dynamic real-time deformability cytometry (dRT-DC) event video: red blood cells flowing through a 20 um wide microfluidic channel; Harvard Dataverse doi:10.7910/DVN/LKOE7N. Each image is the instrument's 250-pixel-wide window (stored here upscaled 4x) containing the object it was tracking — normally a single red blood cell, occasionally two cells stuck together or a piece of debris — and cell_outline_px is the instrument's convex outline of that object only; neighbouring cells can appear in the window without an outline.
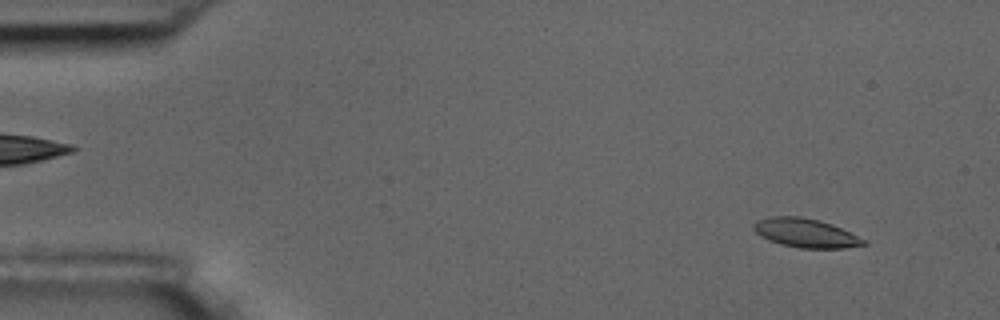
{"species": "common noctule bat (a hibernating species)", "species_latin": "Nyctalus noctula", "temperature_condition": "room temperature", "stored_images_in_passage": 56, "camera_frame_rate_fps": 3000, "um_per_image_px": 0.085, "animal": {"sex": "male", "body_mass_g": 17.5, "forearm_length_mm": 52.3}, "frame": {"image": 1, "passage_image": 5, "time_ms": 1.333, "image_size_px": [1000, 320], "cell_outline_px": [[868, 244], [844, 248], [800, 248], [780, 244], [756, 232], [752, 228], [752, 224], [756, 220], [768, 216], [800, 216], [820, 220], [832, 224], [868, 240]], "centroid_in_image_um": [68.51, 19.79], "position_along_channel_um": 16.5, "area_um2": 18.61}}
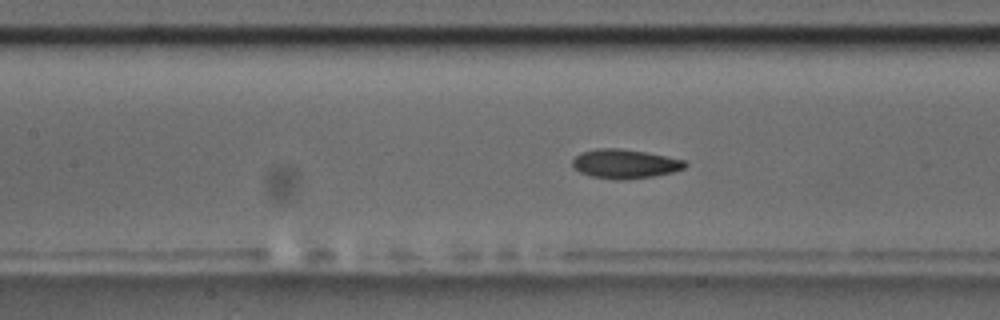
{"frame": {"image": 2, "passage_image": 25, "time_ms": 8.0, "image_size_px": [1000, 320], "cell_outline_px": [[688, 164], [684, 168], [672, 172], [652, 176], [620, 180], [592, 176], [580, 172], [572, 164], [572, 160], [580, 152], [596, 148], [620, 148], [644, 152], [684, 160]], "centroid_in_image_um": [53.09, 13.91], "position_along_channel_um": 154.3, "area_um2": 18.84}}
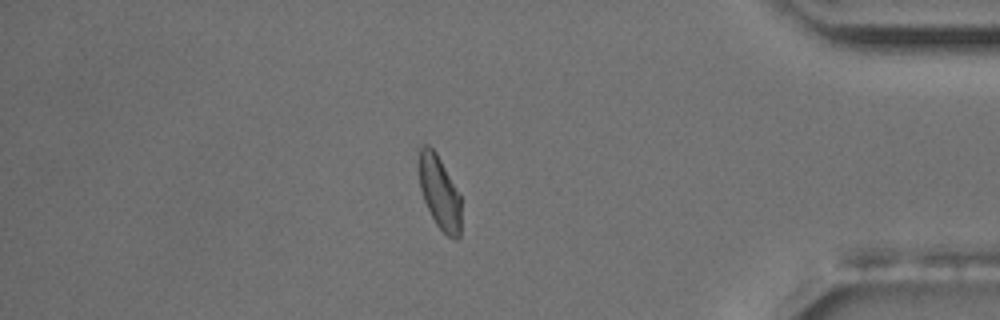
{"frame": {"image": 3, "passage_image": 48, "time_ms": 15.667, "image_size_px": [1000, 320], "cell_outline_px": [[460, 236], [456, 240], [448, 236], [436, 224], [424, 200], [420, 188], [416, 164], [420, 148], [424, 144], [428, 144], [436, 152], [460, 196]], "centroid_in_image_um": [37.31, 16.31], "position_along_channel_um": 397.9, "area_um2": 18.03}, "authors_computed_cell_mechanics": {"area_um2": 18.8139, "velocity_mm_per_s": 3.6217, "shape_relaxation_time_tau1_ms": 2.098, "shape_relaxation_time_tau2_ms": 4.2637, "deformation_change_tau1": 0.1078, "deformation_change_tau2": 0.0902}}